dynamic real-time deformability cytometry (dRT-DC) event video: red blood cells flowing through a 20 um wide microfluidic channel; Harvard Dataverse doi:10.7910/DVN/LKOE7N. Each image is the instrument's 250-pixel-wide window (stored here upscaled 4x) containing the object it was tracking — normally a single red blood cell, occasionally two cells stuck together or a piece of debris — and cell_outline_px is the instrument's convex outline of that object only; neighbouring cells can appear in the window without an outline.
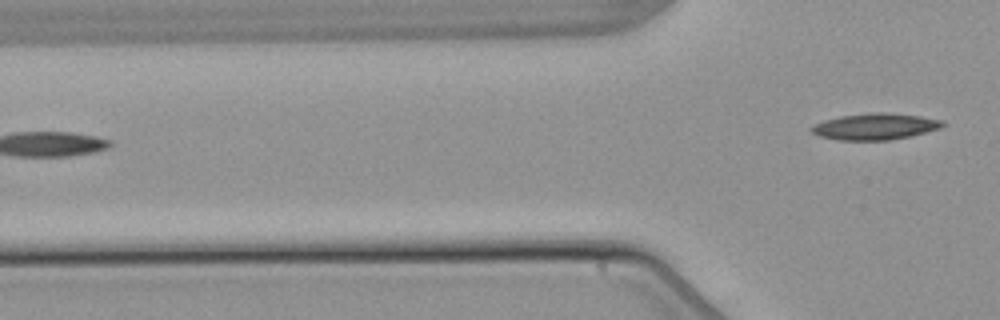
{"species": "common noctule bat (a hibernating species)", "species_latin": "Nyctalus noctula", "temperature_condition": "warm", "stored_images_in_passage": 2, "camera_frame_rate_fps": 3000, "um_per_image_px": 0.085, "animal": {"sex": "male", "body_mass_g": 21.5, "forearm_length_mm": 52.0}, "frame": {"image": 1, "passage_image": 2, "time_ms": 1.333, "image_size_px": [1000, 320], "cell_outline_px": [[944, 124], [940, 128], [892, 140], [836, 140], [820, 136], [812, 132], [808, 128], [812, 124], [824, 120], [840, 116], [876, 112], [880, 112], [920, 116], [940, 120]], "centroid_in_image_um": [74.3, 10.76], "position_along_channel_um": 51.5, "area_um2": 19.94}}